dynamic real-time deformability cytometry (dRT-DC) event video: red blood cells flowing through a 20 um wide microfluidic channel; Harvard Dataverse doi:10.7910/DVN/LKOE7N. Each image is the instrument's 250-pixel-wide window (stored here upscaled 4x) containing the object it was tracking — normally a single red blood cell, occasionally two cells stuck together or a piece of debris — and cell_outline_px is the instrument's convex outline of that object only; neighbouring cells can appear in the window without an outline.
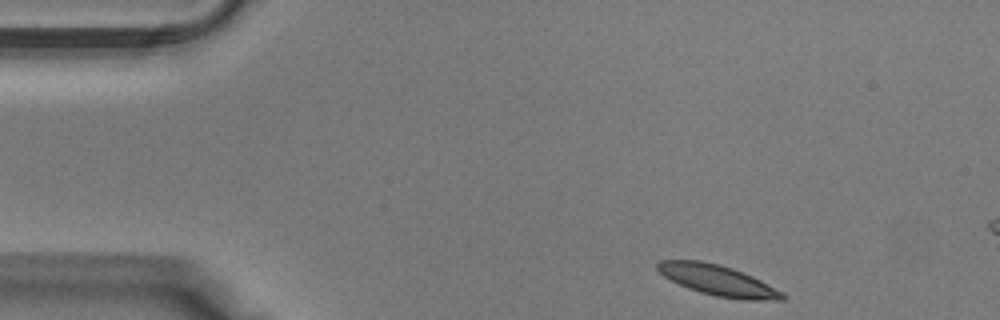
{"species": "Egyptian fruit bat (a non-hibernating species)", "species_latin": "Rousettus aegyptiacus", "temperature_condition": "warm", "stored_images_in_passage": 6, "camera_frame_rate_fps": 3000, "um_per_image_px": 0.085, "animal": {"sex": "male"}, "frame": {"image": 1, "passage_image": 1, "time_ms": 0.0, "image_size_px": [1000, 320], "cell_outline_px": [[788, 296], [784, 300], [744, 300], [716, 296], [700, 292], [688, 288], [664, 276], [656, 268], [656, 264], [660, 260], [700, 260], [720, 264], [732, 268], [752, 276], [784, 292]], "centroid_in_image_um": [61.05, 23.83], "position_along_channel_um": 23.9, "area_um2": 22.25}}